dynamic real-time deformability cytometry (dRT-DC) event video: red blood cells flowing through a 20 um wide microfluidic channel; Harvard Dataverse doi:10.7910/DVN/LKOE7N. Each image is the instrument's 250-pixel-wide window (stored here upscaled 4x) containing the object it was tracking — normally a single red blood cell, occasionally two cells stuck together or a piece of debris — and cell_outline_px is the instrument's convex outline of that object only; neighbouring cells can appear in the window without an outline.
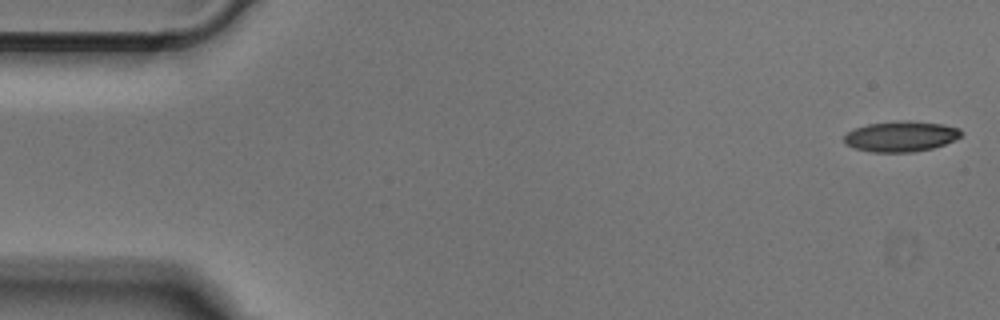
{"species": "Egyptian fruit bat (a non-hibernating species)", "species_latin": "Rousettus aegyptiacus", "temperature_condition": "cold", "stored_images_in_passage": 50, "camera_frame_rate_fps": 3000, "um_per_image_px": 0.085, "animal": {"sex": "male"}, "frame": {"image": 1, "passage_image": 1, "time_ms": 0.0, "image_size_px": [1000, 320], "cell_outline_px": [[964, 132], [956, 140], [932, 148], [912, 152], [872, 152], [856, 148], [844, 144], [844, 136], [848, 132], [856, 128], [868, 124], [900, 120], [908, 120], [944, 124], [960, 128]], "centroid_in_image_um": [76.61, 11.58], "position_along_channel_um": 8.4, "area_um2": 20.92}}
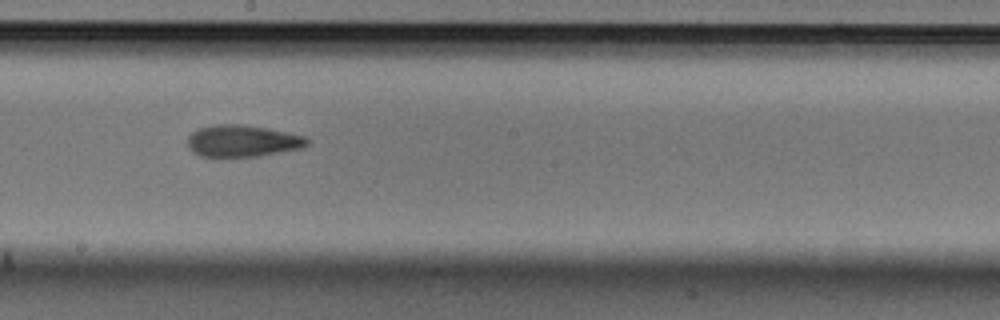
{"frame": {"image": 2, "passage_image": 27, "time_ms": 8.667, "image_size_px": [1000, 320], "cell_outline_px": [[308, 144], [300, 148], [260, 156], [200, 156], [192, 152], [188, 148], [188, 136], [192, 132], [200, 128], [212, 124], [240, 124], [268, 128], [304, 136], [308, 140]], "centroid_in_image_um": [20.57, 11.97], "position_along_channel_um": 227.6, "area_um2": 22.02}}
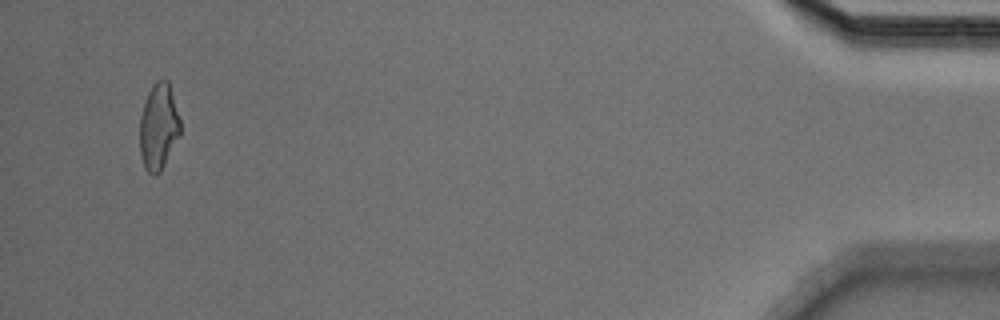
{"frame": {"image": 3, "passage_image": 48, "time_ms": 15.667, "image_size_px": [1000, 320], "cell_outline_px": [[180, 136], [160, 172], [156, 176], [152, 176], [144, 168], [140, 152], [140, 116], [148, 92], [152, 84], [156, 80], [164, 76], [168, 80], [180, 120]], "centroid_in_image_um": [13.48, 10.76], "position_along_channel_um": 421.7, "area_um2": 20.58}}